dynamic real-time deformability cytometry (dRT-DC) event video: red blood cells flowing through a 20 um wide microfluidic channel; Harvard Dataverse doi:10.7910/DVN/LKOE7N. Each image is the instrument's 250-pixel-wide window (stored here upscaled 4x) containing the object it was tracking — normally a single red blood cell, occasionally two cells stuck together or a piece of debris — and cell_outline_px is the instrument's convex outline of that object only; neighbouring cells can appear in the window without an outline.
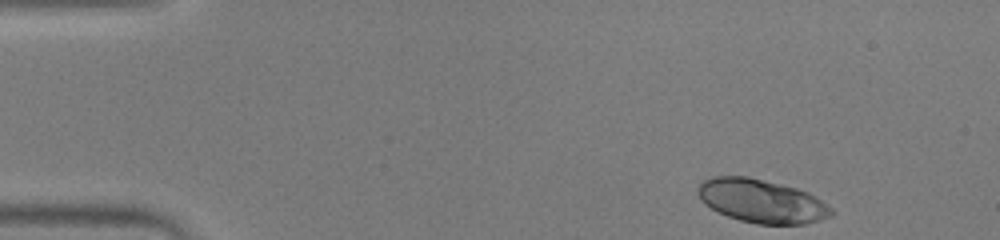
{"species": "human", "species_latin": "Homo sapiens", "temperature_condition": "warm", "stored_images_in_passage": 47, "camera_frame_rate_fps": 3000, "um_per_image_px": 0.085, "donor": {"sex": "male"}, "frame": {"image": 1, "passage_image": 1, "time_ms": 0.0, "image_size_px": [1000, 240], "cell_outline_px": [[836, 212], [832, 216], [820, 220], [804, 224], [756, 224], [740, 220], [716, 212], [704, 204], [700, 200], [696, 192], [696, 188], [704, 180], [712, 176], [748, 176], [796, 188], [808, 192], [832, 208]], "centroid_in_image_um": [64.71, 17.09], "position_along_channel_um": 20.3, "area_um2": 34.04}}
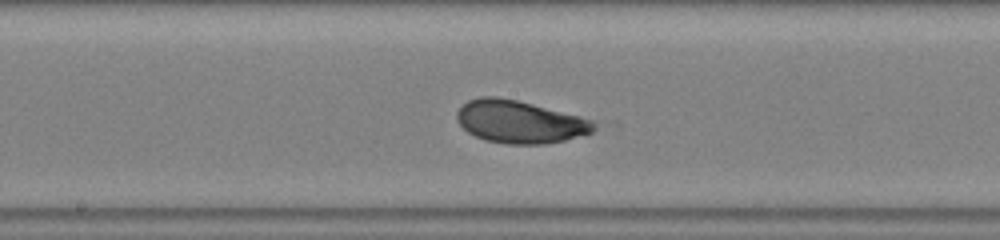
{"frame": {"image": 2, "passage_image": 23, "time_ms": 7.333, "image_size_px": [1000, 240], "cell_outline_px": [[600, 124], [592, 132], [564, 140], [544, 144], [504, 144], [484, 140], [468, 132], [456, 120], [456, 112], [468, 100], [480, 96], [496, 96], [516, 100], [580, 116], [592, 120]], "centroid_in_image_um": [44.17, 10.35], "position_along_channel_um": 204.0, "area_um2": 34.04}}
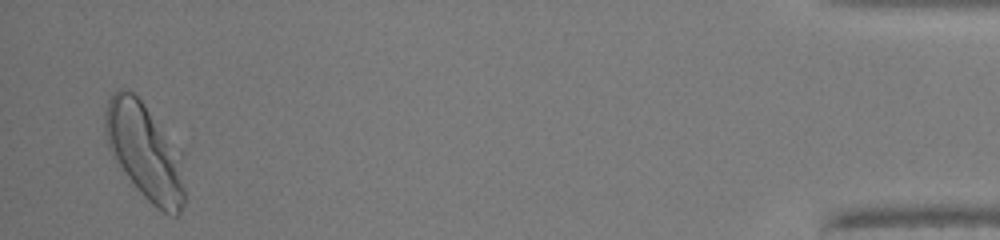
{"frame": {"image": 3, "passage_image": 46, "time_ms": 15.0, "image_size_px": [1000, 240], "cell_outline_px": [[188, 200], [180, 212], [176, 216], [168, 216], [156, 208], [144, 196], [112, 156], [108, 148], [104, 128], [104, 112], [108, 100], [120, 88], [128, 88], [144, 104], [184, 148]], "centroid_in_image_um": [12.45, 12.92], "position_along_channel_um": 422.8, "area_um2": 46.7}, "authors_computed_cell_mechanics": {"area_um2": 34.68, "velocity_mm_per_s": 3.9212, "shape_relaxation_time_tau1_ms": 2.4808, "shape_relaxation_time_tau2_ms": 1.0852, "deformation_change_tau1": 0.1257, "deformation_change_tau2": 0.0368}}